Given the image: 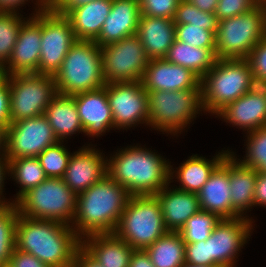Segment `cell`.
I'll list each match as a JSON object with an SVG mask.
<instances>
[{"mask_svg": "<svg viewBox=\"0 0 266 267\" xmlns=\"http://www.w3.org/2000/svg\"><path fill=\"white\" fill-rule=\"evenodd\" d=\"M81 239L64 223L18 214L15 248L50 267H72Z\"/></svg>", "mask_w": 266, "mask_h": 267, "instance_id": "1", "label": "cell"}, {"mask_svg": "<svg viewBox=\"0 0 266 267\" xmlns=\"http://www.w3.org/2000/svg\"><path fill=\"white\" fill-rule=\"evenodd\" d=\"M131 194L108 174L87 190L77 194L71 227L80 238L92 234L114 233Z\"/></svg>", "mask_w": 266, "mask_h": 267, "instance_id": "2", "label": "cell"}, {"mask_svg": "<svg viewBox=\"0 0 266 267\" xmlns=\"http://www.w3.org/2000/svg\"><path fill=\"white\" fill-rule=\"evenodd\" d=\"M119 149L107 155L108 175L132 196L155 195L170 184L167 158L138 144Z\"/></svg>", "mask_w": 266, "mask_h": 267, "instance_id": "3", "label": "cell"}, {"mask_svg": "<svg viewBox=\"0 0 266 267\" xmlns=\"http://www.w3.org/2000/svg\"><path fill=\"white\" fill-rule=\"evenodd\" d=\"M204 113L217 115L256 84L247 59H220L201 78Z\"/></svg>", "mask_w": 266, "mask_h": 267, "instance_id": "4", "label": "cell"}, {"mask_svg": "<svg viewBox=\"0 0 266 267\" xmlns=\"http://www.w3.org/2000/svg\"><path fill=\"white\" fill-rule=\"evenodd\" d=\"M58 94L73 96L105 86L101 50L94 41L77 40L54 75Z\"/></svg>", "mask_w": 266, "mask_h": 267, "instance_id": "5", "label": "cell"}, {"mask_svg": "<svg viewBox=\"0 0 266 267\" xmlns=\"http://www.w3.org/2000/svg\"><path fill=\"white\" fill-rule=\"evenodd\" d=\"M147 96L148 126L163 134L178 137L204 112L201 90L147 91Z\"/></svg>", "mask_w": 266, "mask_h": 267, "instance_id": "6", "label": "cell"}, {"mask_svg": "<svg viewBox=\"0 0 266 267\" xmlns=\"http://www.w3.org/2000/svg\"><path fill=\"white\" fill-rule=\"evenodd\" d=\"M77 195L62 178L47 177L16 202L18 212L32 219L52 220L71 226Z\"/></svg>", "mask_w": 266, "mask_h": 267, "instance_id": "7", "label": "cell"}, {"mask_svg": "<svg viewBox=\"0 0 266 267\" xmlns=\"http://www.w3.org/2000/svg\"><path fill=\"white\" fill-rule=\"evenodd\" d=\"M266 36V7L258 4L247 13L218 22L216 55L220 59H246Z\"/></svg>", "mask_w": 266, "mask_h": 267, "instance_id": "8", "label": "cell"}, {"mask_svg": "<svg viewBox=\"0 0 266 267\" xmlns=\"http://www.w3.org/2000/svg\"><path fill=\"white\" fill-rule=\"evenodd\" d=\"M168 232L154 195L131 196L114 234L134 249H145Z\"/></svg>", "mask_w": 266, "mask_h": 267, "instance_id": "9", "label": "cell"}, {"mask_svg": "<svg viewBox=\"0 0 266 267\" xmlns=\"http://www.w3.org/2000/svg\"><path fill=\"white\" fill-rule=\"evenodd\" d=\"M10 87L11 122L44 115L58 94L54 76L28 73L7 76Z\"/></svg>", "mask_w": 266, "mask_h": 267, "instance_id": "10", "label": "cell"}, {"mask_svg": "<svg viewBox=\"0 0 266 267\" xmlns=\"http://www.w3.org/2000/svg\"><path fill=\"white\" fill-rule=\"evenodd\" d=\"M105 83L141 81L150 59L136 35L100 47Z\"/></svg>", "mask_w": 266, "mask_h": 267, "instance_id": "11", "label": "cell"}, {"mask_svg": "<svg viewBox=\"0 0 266 267\" xmlns=\"http://www.w3.org/2000/svg\"><path fill=\"white\" fill-rule=\"evenodd\" d=\"M77 41L71 23L48 6L41 11V54L37 74L54 76Z\"/></svg>", "mask_w": 266, "mask_h": 267, "instance_id": "12", "label": "cell"}, {"mask_svg": "<svg viewBox=\"0 0 266 267\" xmlns=\"http://www.w3.org/2000/svg\"><path fill=\"white\" fill-rule=\"evenodd\" d=\"M106 93L114 130L127 131L140 124L148 126V96L141 81L108 83Z\"/></svg>", "mask_w": 266, "mask_h": 267, "instance_id": "13", "label": "cell"}, {"mask_svg": "<svg viewBox=\"0 0 266 267\" xmlns=\"http://www.w3.org/2000/svg\"><path fill=\"white\" fill-rule=\"evenodd\" d=\"M59 142L44 115L11 122L6 130L7 159L37 157L44 149Z\"/></svg>", "mask_w": 266, "mask_h": 267, "instance_id": "14", "label": "cell"}, {"mask_svg": "<svg viewBox=\"0 0 266 267\" xmlns=\"http://www.w3.org/2000/svg\"><path fill=\"white\" fill-rule=\"evenodd\" d=\"M254 222L245 217L220 219L208 238L210 266L236 267L238 254L254 231Z\"/></svg>", "mask_w": 266, "mask_h": 267, "instance_id": "15", "label": "cell"}, {"mask_svg": "<svg viewBox=\"0 0 266 267\" xmlns=\"http://www.w3.org/2000/svg\"><path fill=\"white\" fill-rule=\"evenodd\" d=\"M103 154L90 143L72 153L62 180L76 195L108 174L107 156Z\"/></svg>", "mask_w": 266, "mask_h": 267, "instance_id": "16", "label": "cell"}, {"mask_svg": "<svg viewBox=\"0 0 266 267\" xmlns=\"http://www.w3.org/2000/svg\"><path fill=\"white\" fill-rule=\"evenodd\" d=\"M41 54V11L22 24L9 61L5 64L7 76L36 73Z\"/></svg>", "mask_w": 266, "mask_h": 267, "instance_id": "17", "label": "cell"}, {"mask_svg": "<svg viewBox=\"0 0 266 267\" xmlns=\"http://www.w3.org/2000/svg\"><path fill=\"white\" fill-rule=\"evenodd\" d=\"M141 82L146 91L201 90V79L195 73L165 58L150 60Z\"/></svg>", "mask_w": 266, "mask_h": 267, "instance_id": "18", "label": "cell"}, {"mask_svg": "<svg viewBox=\"0 0 266 267\" xmlns=\"http://www.w3.org/2000/svg\"><path fill=\"white\" fill-rule=\"evenodd\" d=\"M245 131L244 134L266 126V95L260 86H255L215 117Z\"/></svg>", "mask_w": 266, "mask_h": 267, "instance_id": "19", "label": "cell"}, {"mask_svg": "<svg viewBox=\"0 0 266 267\" xmlns=\"http://www.w3.org/2000/svg\"><path fill=\"white\" fill-rule=\"evenodd\" d=\"M75 100L79 118L88 137H100L114 130V121L107 99L105 86L78 93L72 96Z\"/></svg>", "mask_w": 266, "mask_h": 267, "instance_id": "20", "label": "cell"}, {"mask_svg": "<svg viewBox=\"0 0 266 267\" xmlns=\"http://www.w3.org/2000/svg\"><path fill=\"white\" fill-rule=\"evenodd\" d=\"M197 194L201 210L214 213L220 219L238 218L233 212L231 203L229 153L214 169L208 181Z\"/></svg>", "mask_w": 266, "mask_h": 267, "instance_id": "21", "label": "cell"}, {"mask_svg": "<svg viewBox=\"0 0 266 267\" xmlns=\"http://www.w3.org/2000/svg\"><path fill=\"white\" fill-rule=\"evenodd\" d=\"M140 15L139 0H112L110 13L94 42L103 47L136 35Z\"/></svg>", "mask_w": 266, "mask_h": 267, "instance_id": "22", "label": "cell"}, {"mask_svg": "<svg viewBox=\"0 0 266 267\" xmlns=\"http://www.w3.org/2000/svg\"><path fill=\"white\" fill-rule=\"evenodd\" d=\"M172 186L171 183L164 186L154 196L160 204L166 229L178 232L201 208L197 193L181 191Z\"/></svg>", "mask_w": 266, "mask_h": 267, "instance_id": "23", "label": "cell"}, {"mask_svg": "<svg viewBox=\"0 0 266 267\" xmlns=\"http://www.w3.org/2000/svg\"><path fill=\"white\" fill-rule=\"evenodd\" d=\"M229 152L230 149L221 150L211 160L195 154L189 156L177 168H173L170 162V183L177 181V184L179 182V186H173L174 188L185 192L198 193L208 181L214 169L223 161Z\"/></svg>", "mask_w": 266, "mask_h": 267, "instance_id": "24", "label": "cell"}, {"mask_svg": "<svg viewBox=\"0 0 266 267\" xmlns=\"http://www.w3.org/2000/svg\"><path fill=\"white\" fill-rule=\"evenodd\" d=\"M81 247L102 267H128L135 250L114 233L85 236Z\"/></svg>", "mask_w": 266, "mask_h": 267, "instance_id": "25", "label": "cell"}, {"mask_svg": "<svg viewBox=\"0 0 266 267\" xmlns=\"http://www.w3.org/2000/svg\"><path fill=\"white\" fill-rule=\"evenodd\" d=\"M173 19L140 15L136 36L150 60L165 58L176 39Z\"/></svg>", "mask_w": 266, "mask_h": 267, "instance_id": "26", "label": "cell"}, {"mask_svg": "<svg viewBox=\"0 0 266 267\" xmlns=\"http://www.w3.org/2000/svg\"><path fill=\"white\" fill-rule=\"evenodd\" d=\"M257 171L254 168L243 165L231 149L229 152V181L233 212L238 217L250 218L253 221L254 219L247 216L246 213L247 211L250 212L254 207Z\"/></svg>", "mask_w": 266, "mask_h": 267, "instance_id": "27", "label": "cell"}, {"mask_svg": "<svg viewBox=\"0 0 266 267\" xmlns=\"http://www.w3.org/2000/svg\"><path fill=\"white\" fill-rule=\"evenodd\" d=\"M112 0H97L75 8L65 17L77 40L95 41L110 13Z\"/></svg>", "mask_w": 266, "mask_h": 267, "instance_id": "28", "label": "cell"}, {"mask_svg": "<svg viewBox=\"0 0 266 267\" xmlns=\"http://www.w3.org/2000/svg\"><path fill=\"white\" fill-rule=\"evenodd\" d=\"M44 116L60 142H66L64 140L73 134L85 133L72 96L57 94L45 109Z\"/></svg>", "mask_w": 266, "mask_h": 267, "instance_id": "29", "label": "cell"}, {"mask_svg": "<svg viewBox=\"0 0 266 267\" xmlns=\"http://www.w3.org/2000/svg\"><path fill=\"white\" fill-rule=\"evenodd\" d=\"M165 59L190 69L200 79L217 61L216 49L197 48L175 39Z\"/></svg>", "mask_w": 266, "mask_h": 267, "instance_id": "30", "label": "cell"}, {"mask_svg": "<svg viewBox=\"0 0 266 267\" xmlns=\"http://www.w3.org/2000/svg\"><path fill=\"white\" fill-rule=\"evenodd\" d=\"M185 246L179 232L168 231L144 250L155 267H181L185 263Z\"/></svg>", "mask_w": 266, "mask_h": 267, "instance_id": "31", "label": "cell"}, {"mask_svg": "<svg viewBox=\"0 0 266 267\" xmlns=\"http://www.w3.org/2000/svg\"><path fill=\"white\" fill-rule=\"evenodd\" d=\"M19 184V191L14 195V203L29 189L43 182L47 176L37 157L8 159V177Z\"/></svg>", "mask_w": 266, "mask_h": 267, "instance_id": "32", "label": "cell"}, {"mask_svg": "<svg viewBox=\"0 0 266 267\" xmlns=\"http://www.w3.org/2000/svg\"><path fill=\"white\" fill-rule=\"evenodd\" d=\"M18 214L15 203L0 206V266L9 263L15 249Z\"/></svg>", "mask_w": 266, "mask_h": 267, "instance_id": "33", "label": "cell"}, {"mask_svg": "<svg viewBox=\"0 0 266 267\" xmlns=\"http://www.w3.org/2000/svg\"><path fill=\"white\" fill-rule=\"evenodd\" d=\"M23 16L17 12L0 11V62L4 65L11 57L22 24L30 17Z\"/></svg>", "mask_w": 266, "mask_h": 267, "instance_id": "34", "label": "cell"}, {"mask_svg": "<svg viewBox=\"0 0 266 267\" xmlns=\"http://www.w3.org/2000/svg\"><path fill=\"white\" fill-rule=\"evenodd\" d=\"M219 221L220 218L216 214L200 210L191 216L178 232L185 243L205 241Z\"/></svg>", "mask_w": 266, "mask_h": 267, "instance_id": "35", "label": "cell"}, {"mask_svg": "<svg viewBox=\"0 0 266 267\" xmlns=\"http://www.w3.org/2000/svg\"><path fill=\"white\" fill-rule=\"evenodd\" d=\"M173 22L175 24L203 26V29L211 31L216 35L219 21L215 14L200 10L189 0H180L173 17Z\"/></svg>", "mask_w": 266, "mask_h": 267, "instance_id": "36", "label": "cell"}, {"mask_svg": "<svg viewBox=\"0 0 266 267\" xmlns=\"http://www.w3.org/2000/svg\"><path fill=\"white\" fill-rule=\"evenodd\" d=\"M246 137V154L243 159H237L247 167L266 173V126L246 133Z\"/></svg>", "mask_w": 266, "mask_h": 267, "instance_id": "37", "label": "cell"}, {"mask_svg": "<svg viewBox=\"0 0 266 267\" xmlns=\"http://www.w3.org/2000/svg\"><path fill=\"white\" fill-rule=\"evenodd\" d=\"M63 144L59 141L37 156L47 177L62 178L66 171L72 153Z\"/></svg>", "mask_w": 266, "mask_h": 267, "instance_id": "38", "label": "cell"}, {"mask_svg": "<svg viewBox=\"0 0 266 267\" xmlns=\"http://www.w3.org/2000/svg\"><path fill=\"white\" fill-rule=\"evenodd\" d=\"M176 40L197 48L216 49V35L203 26L190 24L175 25Z\"/></svg>", "mask_w": 266, "mask_h": 267, "instance_id": "39", "label": "cell"}, {"mask_svg": "<svg viewBox=\"0 0 266 267\" xmlns=\"http://www.w3.org/2000/svg\"><path fill=\"white\" fill-rule=\"evenodd\" d=\"M246 59L256 86L266 83V36L256 44Z\"/></svg>", "mask_w": 266, "mask_h": 267, "instance_id": "40", "label": "cell"}, {"mask_svg": "<svg viewBox=\"0 0 266 267\" xmlns=\"http://www.w3.org/2000/svg\"><path fill=\"white\" fill-rule=\"evenodd\" d=\"M180 0H139L141 15L173 19Z\"/></svg>", "mask_w": 266, "mask_h": 267, "instance_id": "41", "label": "cell"}, {"mask_svg": "<svg viewBox=\"0 0 266 267\" xmlns=\"http://www.w3.org/2000/svg\"><path fill=\"white\" fill-rule=\"evenodd\" d=\"M259 3L256 0H219L215 15L218 21L247 13Z\"/></svg>", "mask_w": 266, "mask_h": 267, "instance_id": "42", "label": "cell"}, {"mask_svg": "<svg viewBox=\"0 0 266 267\" xmlns=\"http://www.w3.org/2000/svg\"><path fill=\"white\" fill-rule=\"evenodd\" d=\"M185 263L210 266L208 239L205 241L186 243Z\"/></svg>", "mask_w": 266, "mask_h": 267, "instance_id": "43", "label": "cell"}, {"mask_svg": "<svg viewBox=\"0 0 266 267\" xmlns=\"http://www.w3.org/2000/svg\"><path fill=\"white\" fill-rule=\"evenodd\" d=\"M10 124V87L7 78L0 83V128L6 131Z\"/></svg>", "mask_w": 266, "mask_h": 267, "instance_id": "44", "label": "cell"}, {"mask_svg": "<svg viewBox=\"0 0 266 267\" xmlns=\"http://www.w3.org/2000/svg\"><path fill=\"white\" fill-rule=\"evenodd\" d=\"M8 265L10 267H50L32 254L25 253L16 248L13 250Z\"/></svg>", "mask_w": 266, "mask_h": 267, "instance_id": "45", "label": "cell"}, {"mask_svg": "<svg viewBox=\"0 0 266 267\" xmlns=\"http://www.w3.org/2000/svg\"><path fill=\"white\" fill-rule=\"evenodd\" d=\"M97 0H47V6L59 16H66L75 8Z\"/></svg>", "mask_w": 266, "mask_h": 267, "instance_id": "46", "label": "cell"}, {"mask_svg": "<svg viewBox=\"0 0 266 267\" xmlns=\"http://www.w3.org/2000/svg\"><path fill=\"white\" fill-rule=\"evenodd\" d=\"M36 3H34L36 6L34 7L35 10L32 14H36L37 12H40L44 10L47 7V0H35ZM26 2H30V0H0V11L5 12H17L20 13V9L22 6H25V4H28Z\"/></svg>", "mask_w": 266, "mask_h": 267, "instance_id": "47", "label": "cell"}, {"mask_svg": "<svg viewBox=\"0 0 266 267\" xmlns=\"http://www.w3.org/2000/svg\"><path fill=\"white\" fill-rule=\"evenodd\" d=\"M266 207V173L257 171L254 189V207Z\"/></svg>", "mask_w": 266, "mask_h": 267, "instance_id": "48", "label": "cell"}, {"mask_svg": "<svg viewBox=\"0 0 266 267\" xmlns=\"http://www.w3.org/2000/svg\"><path fill=\"white\" fill-rule=\"evenodd\" d=\"M8 176V159L6 154H2L0 155V206H4V205H10L13 204L14 201L13 198L9 199L11 201H9L8 199L6 200V198L3 196V191L5 189L4 188V181ZM6 177V178H5Z\"/></svg>", "mask_w": 266, "mask_h": 267, "instance_id": "49", "label": "cell"}, {"mask_svg": "<svg viewBox=\"0 0 266 267\" xmlns=\"http://www.w3.org/2000/svg\"><path fill=\"white\" fill-rule=\"evenodd\" d=\"M72 267H102L81 246L77 249Z\"/></svg>", "mask_w": 266, "mask_h": 267, "instance_id": "50", "label": "cell"}, {"mask_svg": "<svg viewBox=\"0 0 266 267\" xmlns=\"http://www.w3.org/2000/svg\"><path fill=\"white\" fill-rule=\"evenodd\" d=\"M128 267H155L150 257L143 249H135Z\"/></svg>", "mask_w": 266, "mask_h": 267, "instance_id": "51", "label": "cell"}, {"mask_svg": "<svg viewBox=\"0 0 266 267\" xmlns=\"http://www.w3.org/2000/svg\"><path fill=\"white\" fill-rule=\"evenodd\" d=\"M194 6L202 11L215 14L219 0H189Z\"/></svg>", "mask_w": 266, "mask_h": 267, "instance_id": "52", "label": "cell"}, {"mask_svg": "<svg viewBox=\"0 0 266 267\" xmlns=\"http://www.w3.org/2000/svg\"><path fill=\"white\" fill-rule=\"evenodd\" d=\"M6 131L0 128V155L5 154Z\"/></svg>", "mask_w": 266, "mask_h": 267, "instance_id": "53", "label": "cell"}, {"mask_svg": "<svg viewBox=\"0 0 266 267\" xmlns=\"http://www.w3.org/2000/svg\"><path fill=\"white\" fill-rule=\"evenodd\" d=\"M7 79V74L5 71V65L0 62V83Z\"/></svg>", "mask_w": 266, "mask_h": 267, "instance_id": "54", "label": "cell"}, {"mask_svg": "<svg viewBox=\"0 0 266 267\" xmlns=\"http://www.w3.org/2000/svg\"><path fill=\"white\" fill-rule=\"evenodd\" d=\"M181 267H218V266L191 265L189 263H184Z\"/></svg>", "mask_w": 266, "mask_h": 267, "instance_id": "55", "label": "cell"}, {"mask_svg": "<svg viewBox=\"0 0 266 267\" xmlns=\"http://www.w3.org/2000/svg\"><path fill=\"white\" fill-rule=\"evenodd\" d=\"M260 87L262 88V90L264 91L266 95V83L261 84Z\"/></svg>", "mask_w": 266, "mask_h": 267, "instance_id": "56", "label": "cell"}, {"mask_svg": "<svg viewBox=\"0 0 266 267\" xmlns=\"http://www.w3.org/2000/svg\"><path fill=\"white\" fill-rule=\"evenodd\" d=\"M259 4H265L266 0H256Z\"/></svg>", "mask_w": 266, "mask_h": 267, "instance_id": "57", "label": "cell"}, {"mask_svg": "<svg viewBox=\"0 0 266 267\" xmlns=\"http://www.w3.org/2000/svg\"><path fill=\"white\" fill-rule=\"evenodd\" d=\"M0 267H10V266L7 264V265H3V266H0Z\"/></svg>", "mask_w": 266, "mask_h": 267, "instance_id": "58", "label": "cell"}]
</instances>
